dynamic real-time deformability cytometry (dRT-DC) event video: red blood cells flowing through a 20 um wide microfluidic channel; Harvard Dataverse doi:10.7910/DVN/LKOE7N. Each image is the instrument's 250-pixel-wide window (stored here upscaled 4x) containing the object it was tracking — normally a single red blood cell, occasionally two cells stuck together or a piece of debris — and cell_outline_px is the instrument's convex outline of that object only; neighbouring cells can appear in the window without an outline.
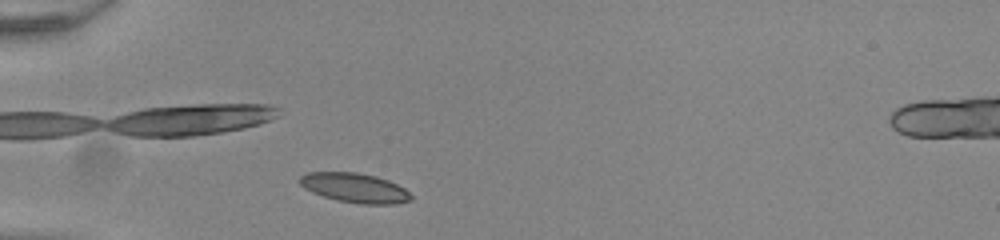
{"species": "common noctule bat (a hibernating species)", "species_latin": "Nyctalus noctula", "temperature_condition": "room temperature", "stored_images_in_passage": 34, "camera_frame_rate_fps": 3000, "um_per_image_px": 0.085, "animal": {"sex": "male", "body_mass_g": 20.0, "forearm_length_mm": 53.3}, "frame": {"image": 1, "passage_image": 1, "time_ms": 0.0, "image_size_px": [1000, 240], "cell_outline_px": [[412, 200], [396, 204], [360, 204], [336, 200], [312, 192], [304, 188], [300, 184], [300, 176], [308, 172], [356, 172], [376, 176], [388, 180], [404, 188], [412, 196]], "centroid_in_image_um": [30.16, 15.97], "position_along_channel_um": 54.8, "area_um2": 19.13}}
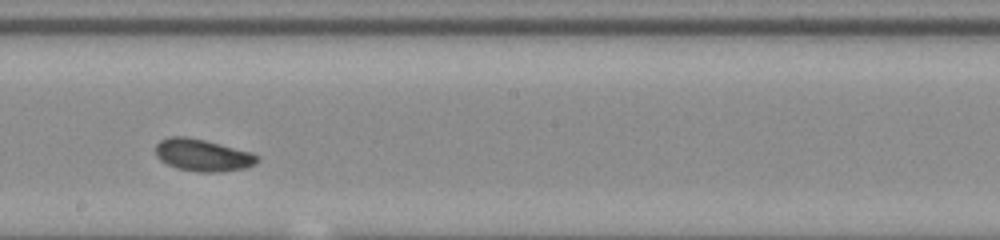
{"frame": {"image": 2, "passage_image": 16, "time_ms": 5.0, "image_size_px": [1000, 240], "cell_outline_px": [[260, 160], [256, 164], [248, 168], [220, 172], [200, 172], [176, 168], [160, 160], [156, 156], [156, 144], [160, 140], [168, 136], [188, 136], [252, 152], [260, 156]], "centroid_in_image_um": [17.26, 13.19], "position_along_channel_um": 230.9, "area_um2": 19.31}}
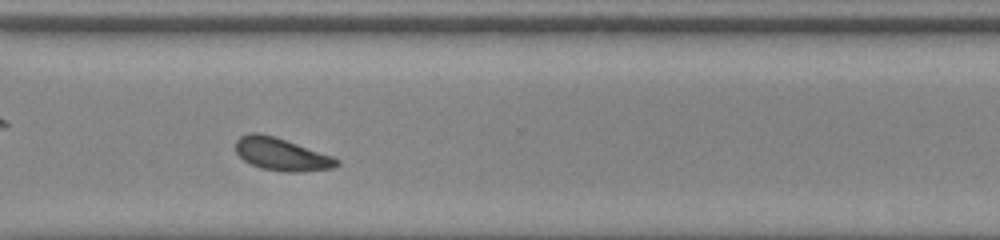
{"frame": {"image": 3, "passage_image": 25, "time_ms": 8.0, "image_size_px": [1000, 240], "cell_outline_px": [[340, 164], [332, 168], [304, 172], [284, 172], [260, 168], [244, 160], [236, 152], [236, 140], [240, 136], [252, 132], [256, 132], [272, 136], [332, 156], [340, 160]], "centroid_in_image_um": [23.92, 13.13], "position_along_channel_um": 346.7, "area_um2": 18.96}, "authors_computed_cell_mechanics": {"area_um2": 19.1029, "velocity_mm_per_s": 3.8491, "shape_relaxation_time_tau1_ms": 1.74, "shape_relaxation_time_tau2_ms": 3.846, "deformation_change_tau1": 0.0611, "deformation_change_tau2": 0.0905}}